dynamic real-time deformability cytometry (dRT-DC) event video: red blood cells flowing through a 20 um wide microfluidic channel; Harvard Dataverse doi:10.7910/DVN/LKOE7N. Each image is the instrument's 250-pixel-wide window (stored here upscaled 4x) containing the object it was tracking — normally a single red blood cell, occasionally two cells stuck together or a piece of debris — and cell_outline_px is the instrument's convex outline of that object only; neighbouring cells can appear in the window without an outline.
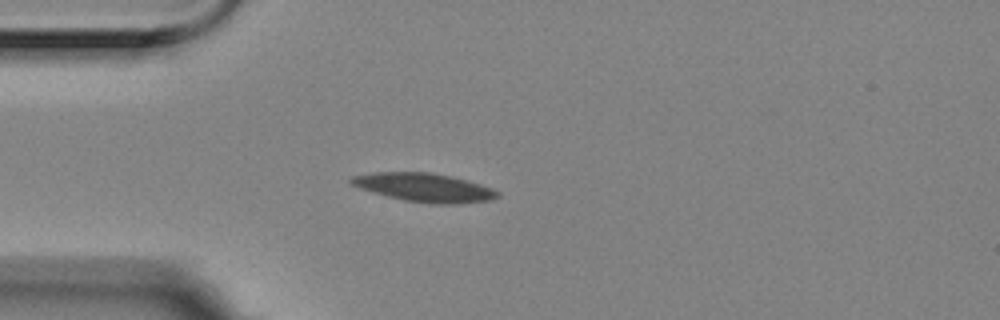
{"species": "Egyptian fruit bat (a non-hibernating species)", "species_latin": "Rousettus aegyptiacus", "temperature_condition": "room temperature", "stored_images_in_passage": 12, "camera_frame_rate_fps": 3000, "um_per_image_px": 0.085, "animal": {"sex": "female"}, "frame": {"image": 1, "passage_image": 3, "time_ms": 0.667, "image_size_px": [1000, 320], "cell_outline_px": [[500, 196], [492, 200], [456, 204], [432, 204], [404, 200], [372, 192], [360, 188], [352, 184], [348, 180], [352, 176], [376, 172], [432, 172], [452, 176], [480, 184], [492, 188], [500, 192]], "centroid_in_image_um": [36.1, 15.94], "position_along_channel_um": 48.9, "area_um2": 24.45}}
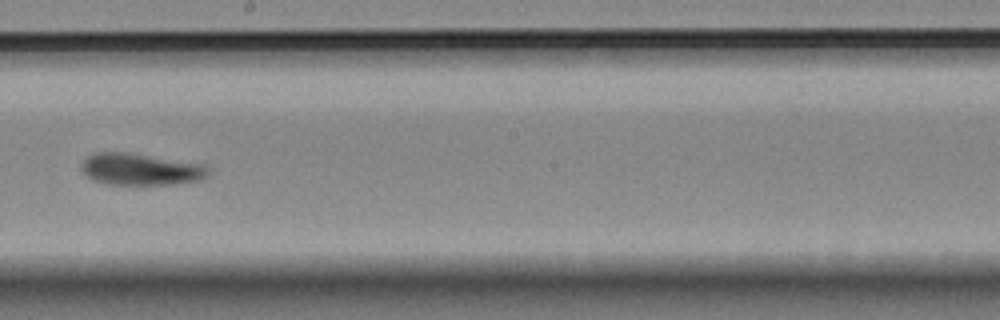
{"frame": {"image": 2, "passage_image": 8, "time_ms": 2.333, "image_size_px": [1000, 320], "cell_outline_px": [[208, 172], [200, 180], [172, 184], [104, 184], [92, 180], [80, 168], [84, 160], [92, 152], [128, 152], [204, 164], [208, 168]], "centroid_in_image_um": [11.91, 14.38], "position_along_channel_um": 236.3, "area_um2": 23.41}}
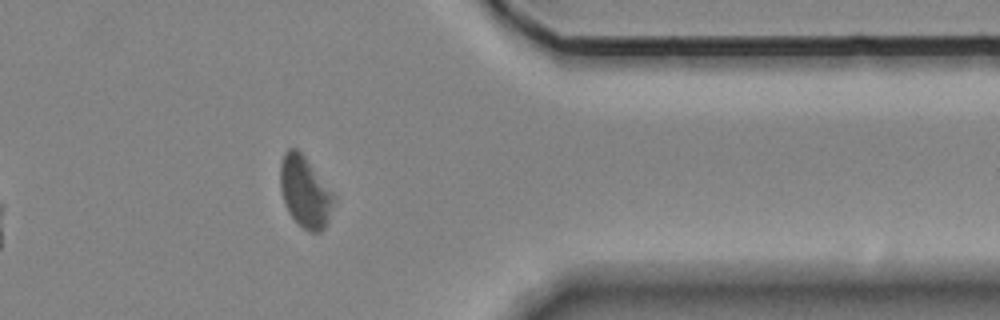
{"frame": {"image": 3, "passage_image": 12, "time_ms": 3.667, "image_size_px": [1000, 320], "cell_outline_px": [[332, 200], [328, 220], [324, 228], [320, 232], [308, 232], [288, 212], [280, 188], [280, 160], [284, 152], [288, 148], [296, 148], [304, 156], [332, 192]], "centroid_in_image_um": [25.87, 16.28], "position_along_channel_um": 385.5, "area_um2": 21.56}}